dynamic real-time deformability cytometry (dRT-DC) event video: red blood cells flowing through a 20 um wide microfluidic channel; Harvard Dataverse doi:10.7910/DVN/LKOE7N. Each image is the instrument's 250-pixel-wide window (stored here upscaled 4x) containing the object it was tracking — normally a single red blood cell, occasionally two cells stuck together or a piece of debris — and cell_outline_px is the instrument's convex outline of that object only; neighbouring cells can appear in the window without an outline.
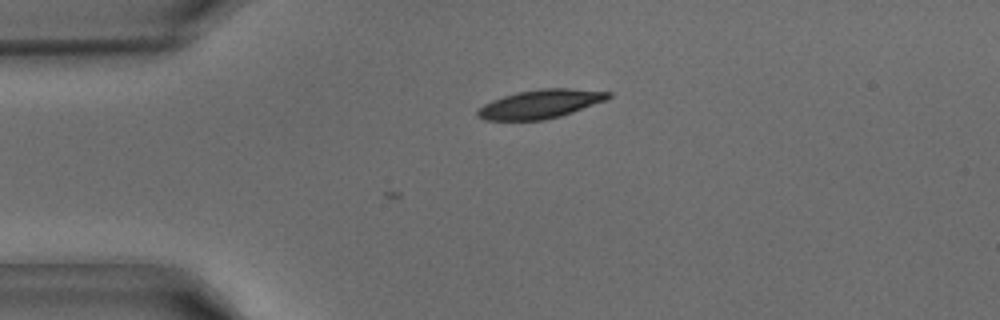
{"species": "common noctule bat (a hibernating species)", "species_latin": "Nyctalus noctula", "temperature_condition": "warm", "stored_images_in_passage": 5, "camera_frame_rate_fps": 3000, "um_per_image_px": 0.085, "animal": {"sex": "male", "body_mass_g": 15.6}, "frame": {"image": 1, "passage_image": 5, "time_ms": 1.333, "image_size_px": [1000, 320], "cell_outline_px": [[612, 96], [604, 100], [572, 112], [560, 116], [544, 120], [484, 120], [476, 116], [476, 112], [484, 104], [492, 100], [516, 92], [540, 88], [568, 88], [612, 92]], "centroid_in_image_um": [45.9, 8.84], "position_along_channel_um": 39.1, "area_um2": 21.73}}